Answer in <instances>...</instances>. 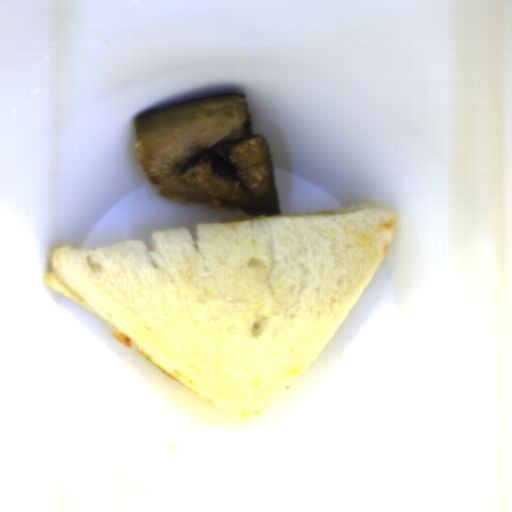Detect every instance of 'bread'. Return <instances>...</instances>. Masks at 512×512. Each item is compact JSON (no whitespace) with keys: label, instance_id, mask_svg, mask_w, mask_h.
Masks as SVG:
<instances>
[{"label":"bread","instance_id":"obj_1","mask_svg":"<svg viewBox=\"0 0 512 512\" xmlns=\"http://www.w3.org/2000/svg\"><path fill=\"white\" fill-rule=\"evenodd\" d=\"M397 217L359 204L55 247L45 286L121 331L218 410L275 400L326 347L381 264Z\"/></svg>","mask_w":512,"mask_h":512}]
</instances>
